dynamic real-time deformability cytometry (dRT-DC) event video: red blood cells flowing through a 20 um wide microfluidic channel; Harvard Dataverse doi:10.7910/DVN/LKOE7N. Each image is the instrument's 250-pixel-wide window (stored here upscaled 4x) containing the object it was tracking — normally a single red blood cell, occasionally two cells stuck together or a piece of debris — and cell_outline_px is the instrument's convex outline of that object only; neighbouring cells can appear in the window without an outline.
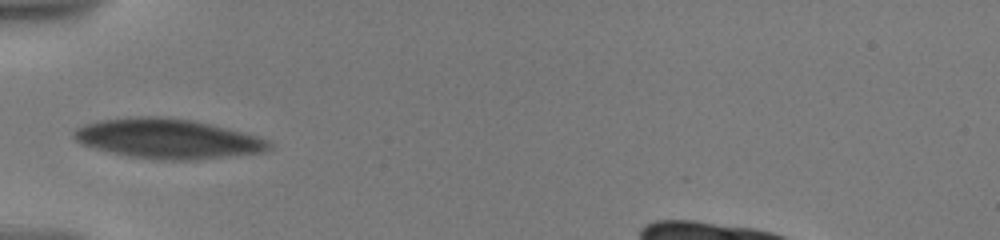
{"species": "human", "species_latin": "Homo sapiens", "temperature_condition": "warm", "stored_images_in_passage": 20, "camera_frame_rate_fps": 3000, "um_per_image_px": 0.085, "donor": {"sex": "male"}, "frame": {"image": 1, "passage_image": 13, "time_ms": 6.333, "image_size_px": [1000, 240], "cell_outline_px": [[272, 148], [264, 152], [192, 160], [160, 160], [132, 156], [112, 152], [96, 148], [84, 144], [76, 140], [72, 136], [72, 132], [76, 128], [84, 124], [100, 120], [136, 116], [160, 116], [192, 120], [212, 124], [228, 128], [256, 136], [268, 140], [272, 144]], "centroid_in_image_um": [14.27, 11.78], "position_along_channel_um": 70.7, "area_um2": 45.03}}
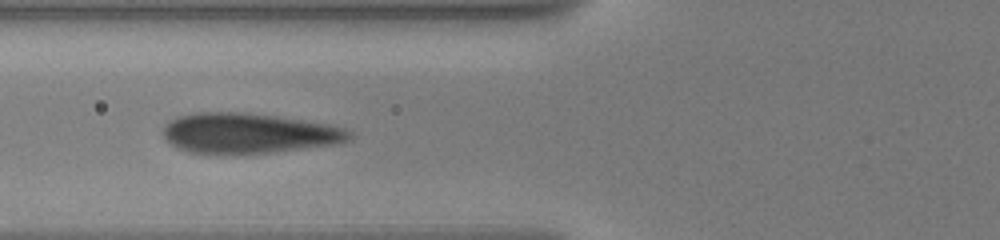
{"frame": {"image": 2, "passage_image": 15, "time_ms": 7.333, "image_size_px": [1000, 240], "cell_outline_px": [[352, 136], [348, 140], [332, 144], [272, 152], [188, 152], [176, 148], [164, 136], [164, 124], [168, 120], [176, 116], [196, 112], [248, 112], [332, 124], [344, 128], [352, 132]], "centroid_in_image_um": [21.11, 11.28], "position_along_channel_um": 104.7, "area_um2": 43.18}}
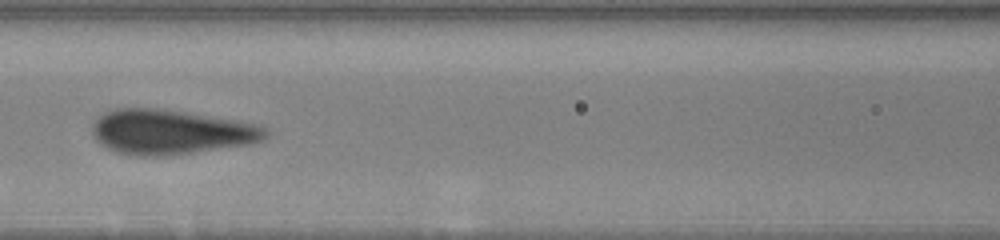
{"frame": {"image": 3, "passage_image": 17, "time_ms": 8.667, "image_size_px": [1000, 240], "cell_outline_px": [[268, 136], [264, 140], [252, 144], [164, 156], [140, 156], [116, 152], [100, 144], [96, 140], [92, 132], [92, 124], [104, 112], [116, 108], [160, 108], [236, 120], [260, 124], [268, 132]], "centroid_in_image_um": [14.53, 11.22], "position_along_channel_um": 152.1, "area_um2": 45.32}}